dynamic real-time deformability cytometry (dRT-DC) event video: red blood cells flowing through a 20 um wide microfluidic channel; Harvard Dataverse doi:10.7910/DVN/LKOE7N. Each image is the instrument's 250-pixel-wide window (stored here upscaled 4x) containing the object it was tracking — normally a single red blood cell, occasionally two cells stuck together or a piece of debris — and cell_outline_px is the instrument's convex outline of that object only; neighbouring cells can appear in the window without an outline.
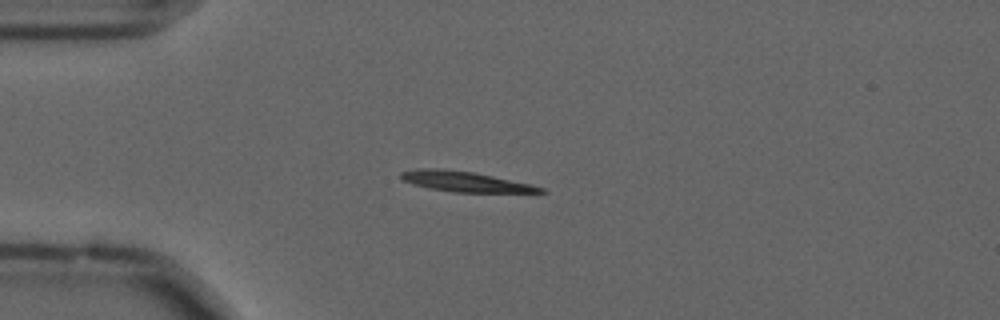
{"species": "common noctule bat (a hibernating species)", "species_latin": "Nyctalus noctula", "temperature_condition": "cold", "stored_images_in_passage": 3, "camera_frame_rate_fps": 3000, "um_per_image_px": 0.085, "animal": {"sex": "male", "forearm_length_mm": 52.5}, "frame": {"image": 1, "passage_image": 1, "time_ms": 0.0, "image_size_px": [1000, 320], "cell_outline_px": [[548, 192], [452, 192], [428, 188], [412, 184], [400, 180], [400, 172], [416, 168], [440, 168], [472, 172], [532, 184], [544, 188]], "centroid_in_image_um": [39.46, 15.43], "position_along_channel_um": 45.5, "area_um2": 16.53}}